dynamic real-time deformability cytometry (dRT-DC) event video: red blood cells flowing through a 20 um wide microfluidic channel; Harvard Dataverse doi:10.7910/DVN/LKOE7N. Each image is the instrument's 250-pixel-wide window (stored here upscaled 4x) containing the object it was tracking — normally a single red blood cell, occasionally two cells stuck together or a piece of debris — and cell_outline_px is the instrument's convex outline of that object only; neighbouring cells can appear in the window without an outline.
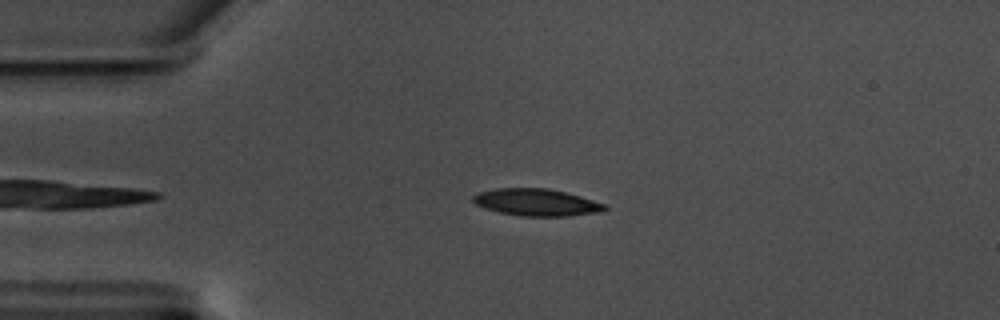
{"species": "common noctule bat (a hibernating species)", "species_latin": "Nyctalus noctula", "temperature_condition": "warm", "stored_images_in_passage": 44, "camera_frame_rate_fps": 3000, "um_per_image_px": 0.085, "animal": {"sex": "male", "body_mass_g": 17.5, "forearm_length_mm": 52.3}, "frame": {"image": 1, "passage_image": 5, "time_ms": 1.333, "image_size_px": [1000, 320], "cell_outline_px": [[608, 208], [600, 212], [568, 216], [520, 216], [500, 212], [476, 204], [472, 200], [472, 196], [476, 192], [496, 188], [548, 188], [580, 196], [604, 204]], "centroid_in_image_um": [45.58, 17.19], "position_along_channel_um": 39.4, "area_um2": 20.63}}
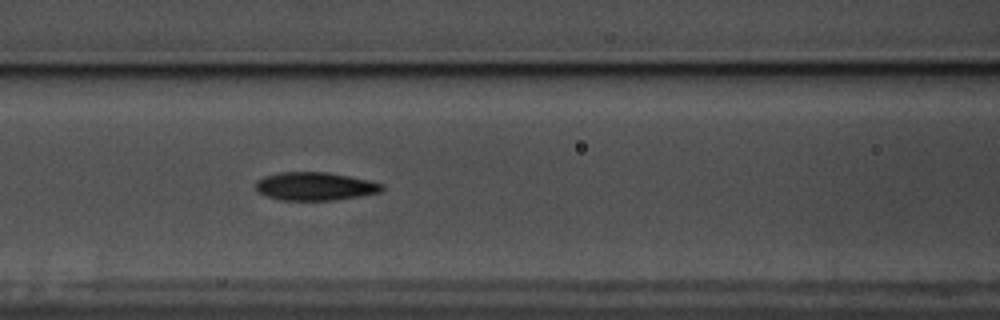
{"frame": {"image": 2, "passage_image": 16, "time_ms": 5.0, "image_size_px": [1000, 320], "cell_outline_px": [[384, 188], [380, 192], [360, 196], [332, 200], [280, 200], [256, 192], [256, 180], [264, 176], [280, 172], [324, 172], [348, 176], [368, 180], [384, 184]], "centroid_in_image_um": [26.75, 15.83], "position_along_channel_um": 139.8, "area_um2": 20.69}}
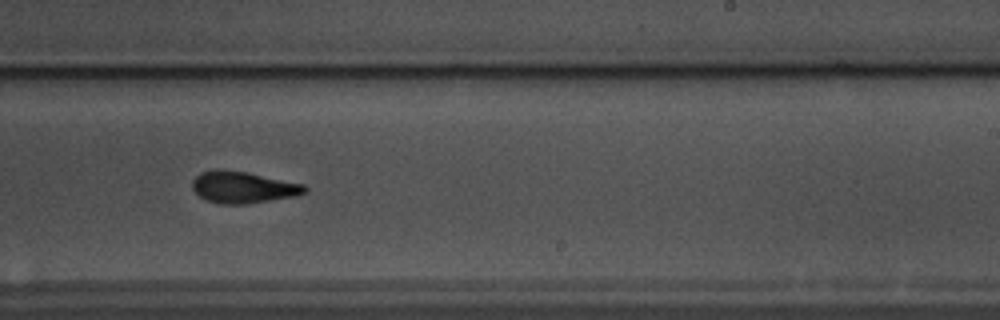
{"frame": {"image": 3, "passage_image": 27, "time_ms": 8.667, "image_size_px": [1000, 320], "cell_outline_px": [[308, 192], [296, 196], [248, 204], [216, 204], [200, 196], [192, 188], [192, 180], [200, 172], [216, 168], [220, 168], [248, 172], [304, 184], [308, 188]], "centroid_in_image_um": [20.66, 15.91], "position_along_channel_um": 268.3, "area_um2": 21.1}, "authors_computed_cell_mechanics": {"area_um2": 21.0681, "velocity_mm_per_s": 3.5174, "shape_relaxation_time_tau1_ms": 4.3667, "shape_relaxation_time_tau2_ms": 3.8401, "deformation_change_tau1": 0.1435, "deformation_change_tau2": 0.1038}}